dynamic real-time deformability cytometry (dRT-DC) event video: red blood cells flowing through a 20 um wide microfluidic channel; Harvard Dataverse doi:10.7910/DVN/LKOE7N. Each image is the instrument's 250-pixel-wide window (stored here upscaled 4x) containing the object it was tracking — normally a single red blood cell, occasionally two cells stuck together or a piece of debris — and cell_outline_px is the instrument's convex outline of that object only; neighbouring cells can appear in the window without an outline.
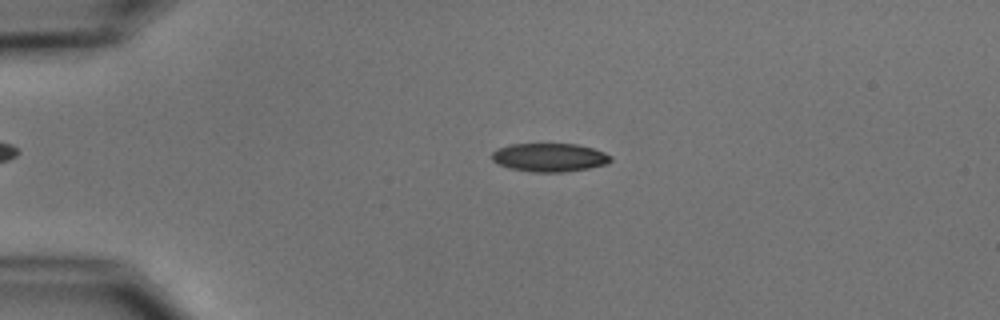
{"species": "common noctule bat (a hibernating species)", "species_latin": "Nyctalus noctula", "temperature_condition": "cold", "stored_images_in_passage": 4, "camera_frame_rate_fps": 3000, "um_per_image_px": 0.085, "animal": {"sex": "male", "body_mass_g": 15.6}, "frame": {"image": 1, "passage_image": 3, "time_ms": 2.333, "image_size_px": [1000, 320], "cell_outline_px": [[612, 160], [608, 164], [588, 168], [564, 172], [532, 172], [508, 168], [492, 160], [492, 152], [496, 148], [512, 144], [576, 144], [592, 148], [604, 152], [612, 156]], "centroid_in_image_um": [46.71, 13.38], "position_along_channel_um": 38.3, "area_um2": 19.77}}